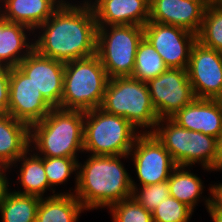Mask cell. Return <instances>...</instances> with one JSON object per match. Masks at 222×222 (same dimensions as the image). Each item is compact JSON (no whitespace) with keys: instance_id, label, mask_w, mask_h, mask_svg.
I'll list each match as a JSON object with an SVG mask.
<instances>
[{"instance_id":"ac0fdd59","label":"cell","mask_w":222,"mask_h":222,"mask_svg":"<svg viewBox=\"0 0 222 222\" xmlns=\"http://www.w3.org/2000/svg\"><path fill=\"white\" fill-rule=\"evenodd\" d=\"M63 2V0H7L3 11L0 7V16L7 21L25 25L33 31L51 17Z\"/></svg>"},{"instance_id":"d6a6232c","label":"cell","mask_w":222,"mask_h":222,"mask_svg":"<svg viewBox=\"0 0 222 222\" xmlns=\"http://www.w3.org/2000/svg\"><path fill=\"white\" fill-rule=\"evenodd\" d=\"M210 195H212L211 202L219 209L222 210V183L218 185H211Z\"/></svg>"},{"instance_id":"5b68a950","label":"cell","mask_w":222,"mask_h":222,"mask_svg":"<svg viewBox=\"0 0 222 222\" xmlns=\"http://www.w3.org/2000/svg\"><path fill=\"white\" fill-rule=\"evenodd\" d=\"M100 108L125 118L136 129L151 127L143 133H152L159 121L147 83L132 77L109 78Z\"/></svg>"},{"instance_id":"83f0119b","label":"cell","mask_w":222,"mask_h":222,"mask_svg":"<svg viewBox=\"0 0 222 222\" xmlns=\"http://www.w3.org/2000/svg\"><path fill=\"white\" fill-rule=\"evenodd\" d=\"M113 222H153L152 213L140 205L133 196L110 207Z\"/></svg>"},{"instance_id":"ab89813d","label":"cell","mask_w":222,"mask_h":222,"mask_svg":"<svg viewBox=\"0 0 222 222\" xmlns=\"http://www.w3.org/2000/svg\"><path fill=\"white\" fill-rule=\"evenodd\" d=\"M0 1H1V0H0ZM6 1H7V0H2L1 2L4 3L3 5H5Z\"/></svg>"},{"instance_id":"3957f363","label":"cell","mask_w":222,"mask_h":222,"mask_svg":"<svg viewBox=\"0 0 222 222\" xmlns=\"http://www.w3.org/2000/svg\"><path fill=\"white\" fill-rule=\"evenodd\" d=\"M30 146L42 157L77 158L83 152L84 112L52 108L40 122L30 126Z\"/></svg>"},{"instance_id":"7402d4cb","label":"cell","mask_w":222,"mask_h":222,"mask_svg":"<svg viewBox=\"0 0 222 222\" xmlns=\"http://www.w3.org/2000/svg\"><path fill=\"white\" fill-rule=\"evenodd\" d=\"M28 149L16 162L23 161L20 168L19 182L24 191H15L20 194L37 196L43 198V194L50 188L44 169V157L40 153L27 157Z\"/></svg>"},{"instance_id":"f35d334b","label":"cell","mask_w":222,"mask_h":222,"mask_svg":"<svg viewBox=\"0 0 222 222\" xmlns=\"http://www.w3.org/2000/svg\"><path fill=\"white\" fill-rule=\"evenodd\" d=\"M146 1L149 5L153 2V0H144Z\"/></svg>"},{"instance_id":"5bb4252c","label":"cell","mask_w":222,"mask_h":222,"mask_svg":"<svg viewBox=\"0 0 222 222\" xmlns=\"http://www.w3.org/2000/svg\"><path fill=\"white\" fill-rule=\"evenodd\" d=\"M17 67L31 79L53 108H61L64 62L41 56L33 49Z\"/></svg>"},{"instance_id":"d6986e66","label":"cell","mask_w":222,"mask_h":222,"mask_svg":"<svg viewBox=\"0 0 222 222\" xmlns=\"http://www.w3.org/2000/svg\"><path fill=\"white\" fill-rule=\"evenodd\" d=\"M30 127L10 114H0V166L13 167L30 147Z\"/></svg>"},{"instance_id":"30bf717a","label":"cell","mask_w":222,"mask_h":222,"mask_svg":"<svg viewBox=\"0 0 222 222\" xmlns=\"http://www.w3.org/2000/svg\"><path fill=\"white\" fill-rule=\"evenodd\" d=\"M144 37L168 68L187 69L192 47L197 41L196 34L174 25L147 22Z\"/></svg>"},{"instance_id":"74e56055","label":"cell","mask_w":222,"mask_h":222,"mask_svg":"<svg viewBox=\"0 0 222 222\" xmlns=\"http://www.w3.org/2000/svg\"><path fill=\"white\" fill-rule=\"evenodd\" d=\"M97 0H95L94 2L93 1H83L84 2V4H88V5H90V6H92L95 2H96ZM91 2H93V3H91Z\"/></svg>"},{"instance_id":"d590c367","label":"cell","mask_w":222,"mask_h":222,"mask_svg":"<svg viewBox=\"0 0 222 222\" xmlns=\"http://www.w3.org/2000/svg\"><path fill=\"white\" fill-rule=\"evenodd\" d=\"M212 3H214L216 6L222 8V0H212Z\"/></svg>"},{"instance_id":"ffe728a7","label":"cell","mask_w":222,"mask_h":222,"mask_svg":"<svg viewBox=\"0 0 222 222\" xmlns=\"http://www.w3.org/2000/svg\"><path fill=\"white\" fill-rule=\"evenodd\" d=\"M27 30L32 31L25 25L7 21L0 16L1 67L13 68L18 66L19 63L33 50L34 44L27 41L28 38L25 34V31ZM25 48L26 50H24Z\"/></svg>"},{"instance_id":"9a60e30c","label":"cell","mask_w":222,"mask_h":222,"mask_svg":"<svg viewBox=\"0 0 222 222\" xmlns=\"http://www.w3.org/2000/svg\"><path fill=\"white\" fill-rule=\"evenodd\" d=\"M212 0H153L149 21L174 25L194 34L200 30L206 7Z\"/></svg>"},{"instance_id":"4dcf8cb0","label":"cell","mask_w":222,"mask_h":222,"mask_svg":"<svg viewBox=\"0 0 222 222\" xmlns=\"http://www.w3.org/2000/svg\"><path fill=\"white\" fill-rule=\"evenodd\" d=\"M10 68L0 66V114L8 113Z\"/></svg>"},{"instance_id":"8fae6325","label":"cell","mask_w":222,"mask_h":222,"mask_svg":"<svg viewBox=\"0 0 222 222\" xmlns=\"http://www.w3.org/2000/svg\"><path fill=\"white\" fill-rule=\"evenodd\" d=\"M131 154L142 186L168 180L177 166L153 133H141L130 150L129 155L132 156Z\"/></svg>"},{"instance_id":"277c9868","label":"cell","mask_w":222,"mask_h":222,"mask_svg":"<svg viewBox=\"0 0 222 222\" xmlns=\"http://www.w3.org/2000/svg\"><path fill=\"white\" fill-rule=\"evenodd\" d=\"M108 81L96 54L66 62L61 108L83 112L100 108Z\"/></svg>"},{"instance_id":"7c38bea8","label":"cell","mask_w":222,"mask_h":222,"mask_svg":"<svg viewBox=\"0 0 222 222\" xmlns=\"http://www.w3.org/2000/svg\"><path fill=\"white\" fill-rule=\"evenodd\" d=\"M188 79L195 98L217 99L222 92V53L193 45L187 67Z\"/></svg>"},{"instance_id":"836d02e7","label":"cell","mask_w":222,"mask_h":222,"mask_svg":"<svg viewBox=\"0 0 222 222\" xmlns=\"http://www.w3.org/2000/svg\"><path fill=\"white\" fill-rule=\"evenodd\" d=\"M7 168L9 169V167L0 166V206L3 203V200L5 199V196L9 191L8 189L9 182L7 181V177L4 174L8 170Z\"/></svg>"},{"instance_id":"603a6c76","label":"cell","mask_w":222,"mask_h":222,"mask_svg":"<svg viewBox=\"0 0 222 222\" xmlns=\"http://www.w3.org/2000/svg\"><path fill=\"white\" fill-rule=\"evenodd\" d=\"M176 166L168 178L170 196L184 203L192 210L198 203L203 191L202 180L193 173Z\"/></svg>"},{"instance_id":"cb8c5ba5","label":"cell","mask_w":222,"mask_h":222,"mask_svg":"<svg viewBox=\"0 0 222 222\" xmlns=\"http://www.w3.org/2000/svg\"><path fill=\"white\" fill-rule=\"evenodd\" d=\"M41 198L32 195L10 192L0 206L2 222H36Z\"/></svg>"},{"instance_id":"7a4b0ae2","label":"cell","mask_w":222,"mask_h":222,"mask_svg":"<svg viewBox=\"0 0 222 222\" xmlns=\"http://www.w3.org/2000/svg\"><path fill=\"white\" fill-rule=\"evenodd\" d=\"M128 156L91 155L84 165L78 162L74 195L85 210L109 208L132 196V178L120 160Z\"/></svg>"},{"instance_id":"6da1fadb","label":"cell","mask_w":222,"mask_h":222,"mask_svg":"<svg viewBox=\"0 0 222 222\" xmlns=\"http://www.w3.org/2000/svg\"><path fill=\"white\" fill-rule=\"evenodd\" d=\"M82 4L76 6L64 0L38 27L44 31L33 43L38 54L64 63L96 54L98 26L95 14L92 6Z\"/></svg>"},{"instance_id":"2e32d148","label":"cell","mask_w":222,"mask_h":222,"mask_svg":"<svg viewBox=\"0 0 222 222\" xmlns=\"http://www.w3.org/2000/svg\"><path fill=\"white\" fill-rule=\"evenodd\" d=\"M170 118L187 130L215 138L222 131V106L216 99L195 98Z\"/></svg>"},{"instance_id":"8992f818","label":"cell","mask_w":222,"mask_h":222,"mask_svg":"<svg viewBox=\"0 0 222 222\" xmlns=\"http://www.w3.org/2000/svg\"><path fill=\"white\" fill-rule=\"evenodd\" d=\"M140 134L125 118L101 108L84 112L83 151L91 155H129Z\"/></svg>"},{"instance_id":"4316f807","label":"cell","mask_w":222,"mask_h":222,"mask_svg":"<svg viewBox=\"0 0 222 222\" xmlns=\"http://www.w3.org/2000/svg\"><path fill=\"white\" fill-rule=\"evenodd\" d=\"M136 182L131 179L133 188V198L142 205L148 212L152 213L164 199L170 196L168 180L158 184L141 186L140 191L136 187ZM142 189V190H141Z\"/></svg>"},{"instance_id":"e0dca14e","label":"cell","mask_w":222,"mask_h":222,"mask_svg":"<svg viewBox=\"0 0 222 222\" xmlns=\"http://www.w3.org/2000/svg\"><path fill=\"white\" fill-rule=\"evenodd\" d=\"M92 8L97 26H144L149 21V4L144 0H97Z\"/></svg>"},{"instance_id":"484cf974","label":"cell","mask_w":222,"mask_h":222,"mask_svg":"<svg viewBox=\"0 0 222 222\" xmlns=\"http://www.w3.org/2000/svg\"><path fill=\"white\" fill-rule=\"evenodd\" d=\"M197 41L210 49L222 53V8L209 3L204 12Z\"/></svg>"},{"instance_id":"ba28073f","label":"cell","mask_w":222,"mask_h":222,"mask_svg":"<svg viewBox=\"0 0 222 222\" xmlns=\"http://www.w3.org/2000/svg\"><path fill=\"white\" fill-rule=\"evenodd\" d=\"M143 37L144 26H98L96 55L109 78L132 76L137 47Z\"/></svg>"},{"instance_id":"f1b7e54d","label":"cell","mask_w":222,"mask_h":222,"mask_svg":"<svg viewBox=\"0 0 222 222\" xmlns=\"http://www.w3.org/2000/svg\"><path fill=\"white\" fill-rule=\"evenodd\" d=\"M44 169L52 188L66 182L71 174L78 170V160L67 157H44Z\"/></svg>"},{"instance_id":"44dd1931","label":"cell","mask_w":222,"mask_h":222,"mask_svg":"<svg viewBox=\"0 0 222 222\" xmlns=\"http://www.w3.org/2000/svg\"><path fill=\"white\" fill-rule=\"evenodd\" d=\"M41 198L37 210L36 222H77L84 206L69 193L54 194Z\"/></svg>"},{"instance_id":"e575fe53","label":"cell","mask_w":222,"mask_h":222,"mask_svg":"<svg viewBox=\"0 0 222 222\" xmlns=\"http://www.w3.org/2000/svg\"><path fill=\"white\" fill-rule=\"evenodd\" d=\"M211 196L208 197V199L205 200V205L208 210V213L210 214L213 222H222V210H219L212 202H211Z\"/></svg>"},{"instance_id":"8d00e7d4","label":"cell","mask_w":222,"mask_h":222,"mask_svg":"<svg viewBox=\"0 0 222 222\" xmlns=\"http://www.w3.org/2000/svg\"><path fill=\"white\" fill-rule=\"evenodd\" d=\"M218 102H219V104L222 106V92H221V94L219 95V97L216 99Z\"/></svg>"},{"instance_id":"9c48e42d","label":"cell","mask_w":222,"mask_h":222,"mask_svg":"<svg viewBox=\"0 0 222 222\" xmlns=\"http://www.w3.org/2000/svg\"><path fill=\"white\" fill-rule=\"evenodd\" d=\"M146 83L159 119L172 117L195 99L187 70L181 68H167Z\"/></svg>"},{"instance_id":"f546056e","label":"cell","mask_w":222,"mask_h":222,"mask_svg":"<svg viewBox=\"0 0 222 222\" xmlns=\"http://www.w3.org/2000/svg\"><path fill=\"white\" fill-rule=\"evenodd\" d=\"M193 211L184 203L169 196L152 212V219L153 222H189Z\"/></svg>"},{"instance_id":"1f68e13d","label":"cell","mask_w":222,"mask_h":222,"mask_svg":"<svg viewBox=\"0 0 222 222\" xmlns=\"http://www.w3.org/2000/svg\"><path fill=\"white\" fill-rule=\"evenodd\" d=\"M222 170V131L216 137V155L211 171Z\"/></svg>"},{"instance_id":"52a82bcc","label":"cell","mask_w":222,"mask_h":222,"mask_svg":"<svg viewBox=\"0 0 222 222\" xmlns=\"http://www.w3.org/2000/svg\"><path fill=\"white\" fill-rule=\"evenodd\" d=\"M163 122H166L165 126H163ZM152 133L170 153L177 166L187 168L195 163H201L204 169H212L216 155L215 137L187 130L171 118L159 119Z\"/></svg>"},{"instance_id":"d4e9b609","label":"cell","mask_w":222,"mask_h":222,"mask_svg":"<svg viewBox=\"0 0 222 222\" xmlns=\"http://www.w3.org/2000/svg\"><path fill=\"white\" fill-rule=\"evenodd\" d=\"M168 67L164 64L161 55L145 38L139 42L132 78L147 82L162 74Z\"/></svg>"},{"instance_id":"4fadbf2b","label":"cell","mask_w":222,"mask_h":222,"mask_svg":"<svg viewBox=\"0 0 222 222\" xmlns=\"http://www.w3.org/2000/svg\"><path fill=\"white\" fill-rule=\"evenodd\" d=\"M52 108L26 74L17 66L10 68L8 114L30 127Z\"/></svg>"}]
</instances>
